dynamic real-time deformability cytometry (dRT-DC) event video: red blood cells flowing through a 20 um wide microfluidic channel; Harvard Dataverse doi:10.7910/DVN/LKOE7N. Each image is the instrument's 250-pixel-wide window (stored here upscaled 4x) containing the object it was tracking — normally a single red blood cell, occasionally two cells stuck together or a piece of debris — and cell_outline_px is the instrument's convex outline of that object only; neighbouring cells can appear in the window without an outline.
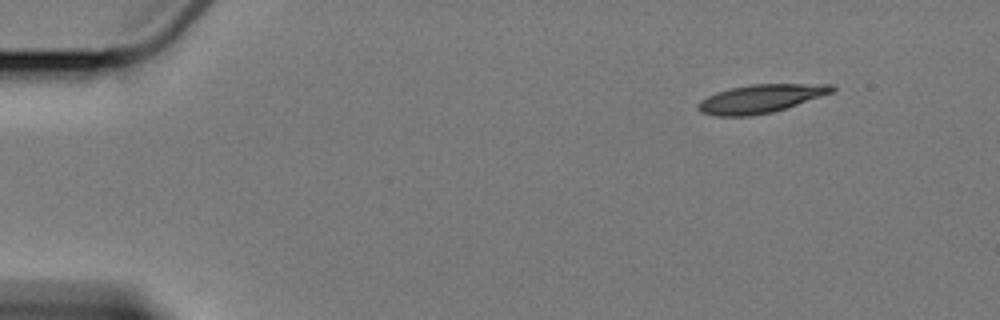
{"species": "Egyptian fruit bat (a non-hibernating species)", "species_latin": "Rousettus aegyptiacus", "temperature_condition": "cold", "stored_images_in_passage": 5, "camera_frame_rate_fps": 3000, "um_per_image_px": 0.085, "animal": {"sex": "female"}, "frame": {"image": 1, "passage_image": 1, "time_ms": 0.0, "image_size_px": [1000, 320], "cell_outline_px": [[836, 88], [832, 92], [772, 112], [748, 116], [716, 116], [700, 112], [696, 108], [696, 104], [700, 100], [716, 92], [732, 88], [752, 84], [832, 84]], "centroid_in_image_um": [64.58, 8.39], "position_along_channel_um": 20.4, "area_um2": 21.85}}
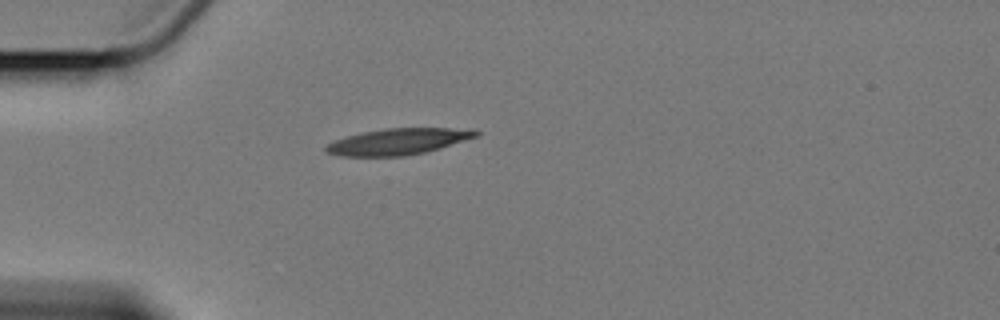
{"frame": {"image": 2, "passage_image": 4, "time_ms": 3.333, "image_size_px": [1000, 320], "cell_outline_px": [[480, 136], [428, 152], [404, 156], [340, 156], [324, 152], [324, 148], [328, 144], [336, 140], [348, 136], [364, 132], [384, 128], [476, 128], [480, 132]], "centroid_in_image_um": [33.94, 12.03], "position_along_channel_um": 51.1, "area_um2": 23.24}}